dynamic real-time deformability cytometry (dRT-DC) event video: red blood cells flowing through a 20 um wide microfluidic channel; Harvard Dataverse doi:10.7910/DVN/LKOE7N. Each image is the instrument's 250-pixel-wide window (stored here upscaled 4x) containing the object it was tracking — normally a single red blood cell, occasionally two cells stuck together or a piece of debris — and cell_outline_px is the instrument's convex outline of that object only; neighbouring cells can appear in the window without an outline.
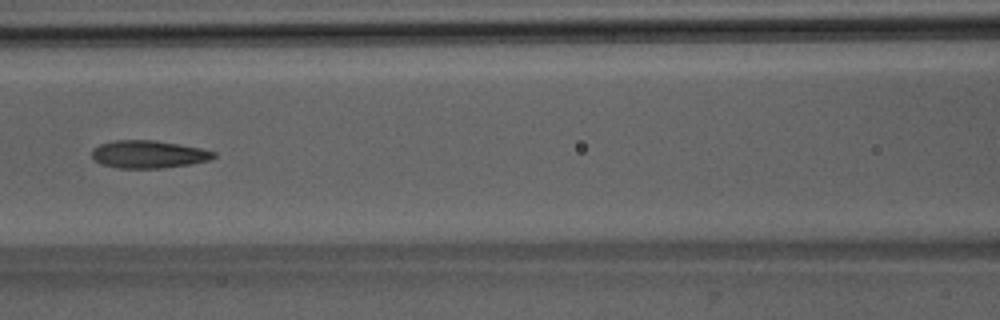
{"species": "Egyptian fruit bat (a non-hibernating species)", "species_latin": "Rousettus aegyptiacus", "temperature_condition": "room temperature", "stored_images_in_passage": 7, "camera_frame_rate_fps": 3000, "um_per_image_px": 0.085, "animal": {"sex": "male"}, "frame": {"image": 1, "passage_image": 6, "time_ms": 6.667, "image_size_px": [1000, 320], "cell_outline_px": [[216, 156], [208, 160], [192, 164], [164, 168], [120, 168], [100, 164], [92, 156], [92, 148], [100, 144], [116, 140], [152, 140], [200, 148], [216, 152]], "centroid_in_image_um": [12.61, 13.12], "position_along_channel_um": 154.0, "area_um2": 19.54}}